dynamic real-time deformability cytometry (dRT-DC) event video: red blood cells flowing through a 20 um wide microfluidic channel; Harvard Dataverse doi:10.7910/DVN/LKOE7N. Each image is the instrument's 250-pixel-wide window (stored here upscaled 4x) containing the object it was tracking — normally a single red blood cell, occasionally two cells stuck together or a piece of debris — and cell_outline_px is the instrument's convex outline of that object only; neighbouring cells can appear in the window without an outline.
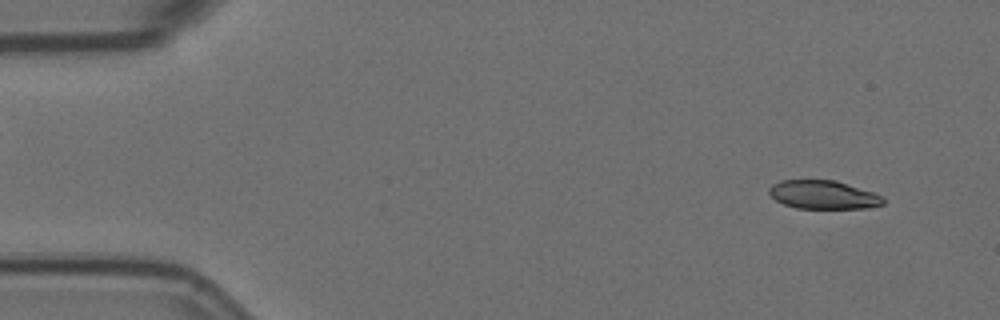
{"species": "Egyptian fruit bat (a non-hibernating species)", "species_latin": "Rousettus aegyptiacus", "temperature_condition": "room temperature", "stored_images_in_passage": 10, "camera_frame_rate_fps": 3000, "um_per_image_px": 0.085, "animal": {"sex": "female"}, "frame": {"image": 1, "passage_image": 1, "time_ms": 0.0, "image_size_px": [1000, 320], "cell_outline_px": [[884, 204], [868, 208], [796, 208], [784, 204], [776, 200], [768, 192], [768, 188], [772, 184], [780, 180], [832, 180], [872, 192], [884, 196]], "centroid_in_image_um": [69.96, 16.56], "position_along_channel_um": 15.0, "area_um2": 18.79}}
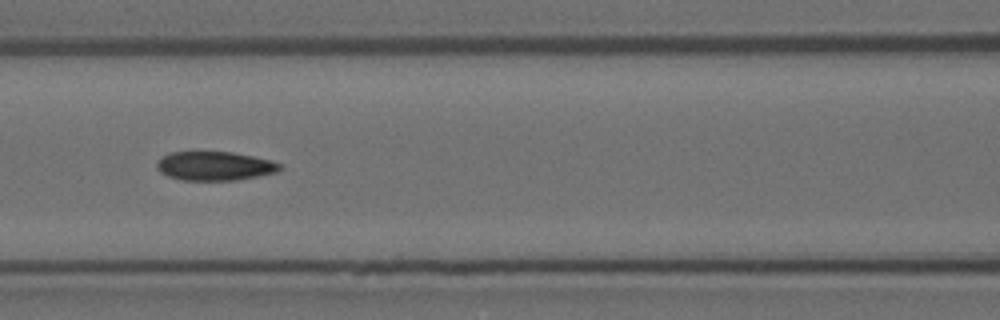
{"frame": {"image": 2, "passage_image": 6, "time_ms": 1.667, "image_size_px": [1000, 320], "cell_outline_px": [[280, 168], [276, 172], [236, 180], [184, 180], [168, 176], [160, 172], [156, 168], [156, 164], [168, 152], [232, 152], [272, 160], [280, 164]], "centroid_in_image_um": [18.23, 14.1], "position_along_channel_um": 148.4, "area_um2": 20.52}}
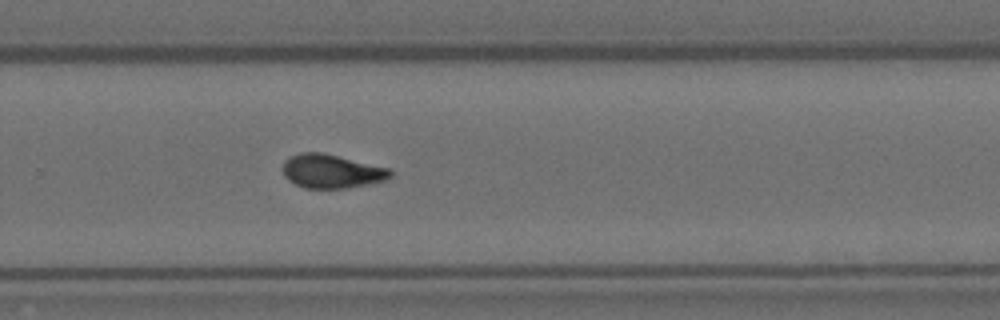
{"frame": {"image": 3, "passage_image": 10, "time_ms": 3.0, "image_size_px": [1000, 320], "cell_outline_px": [[392, 176], [388, 180], [348, 188], [304, 188], [288, 180], [284, 176], [284, 160], [288, 156], [300, 152], [324, 152], [392, 168]], "centroid_in_image_um": [28.23, 14.54], "position_along_channel_um": 301.6, "area_um2": 21.62}}